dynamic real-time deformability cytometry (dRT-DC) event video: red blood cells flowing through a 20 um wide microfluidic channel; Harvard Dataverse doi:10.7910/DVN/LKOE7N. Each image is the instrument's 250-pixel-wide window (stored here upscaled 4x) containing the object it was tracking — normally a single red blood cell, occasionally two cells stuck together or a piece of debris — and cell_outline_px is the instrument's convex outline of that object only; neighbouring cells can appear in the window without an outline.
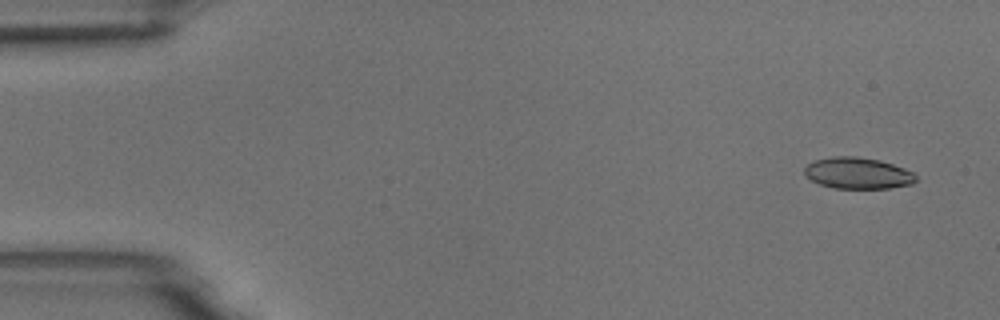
{"species": "common noctule bat (a hibernating species)", "species_latin": "Nyctalus noctula", "temperature_condition": "room temperature", "stored_images_in_passage": 5, "camera_frame_rate_fps": 3000, "um_per_image_px": 0.085, "animal": {"sex": "male", "body_mass_g": 18.8}, "frame": {"image": 1, "passage_image": 1, "time_ms": 0.0, "image_size_px": [1000, 320], "cell_outline_px": [[916, 180], [912, 184], [888, 188], [832, 188], [820, 184], [804, 176], [804, 168], [808, 164], [816, 160], [832, 156], [856, 156], [880, 160], [904, 168], [912, 172], [916, 176]], "centroid_in_image_um": [72.89, 14.71], "position_along_channel_um": 12.1, "area_um2": 20.35}}
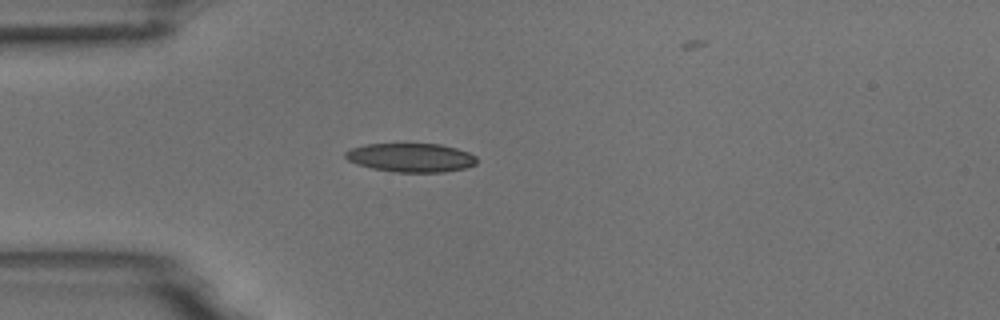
{"frame": {"image": 2, "passage_image": 4, "time_ms": 1.0, "image_size_px": [1000, 320], "cell_outline_px": [[476, 164], [464, 168], [444, 172], [396, 172], [372, 168], [356, 164], [348, 160], [344, 156], [344, 152], [352, 148], [364, 144], [440, 144], [456, 148], [468, 152], [476, 156]], "centroid_in_image_um": [34.91, 13.39], "position_along_channel_um": 50.1, "area_um2": 22.02}}